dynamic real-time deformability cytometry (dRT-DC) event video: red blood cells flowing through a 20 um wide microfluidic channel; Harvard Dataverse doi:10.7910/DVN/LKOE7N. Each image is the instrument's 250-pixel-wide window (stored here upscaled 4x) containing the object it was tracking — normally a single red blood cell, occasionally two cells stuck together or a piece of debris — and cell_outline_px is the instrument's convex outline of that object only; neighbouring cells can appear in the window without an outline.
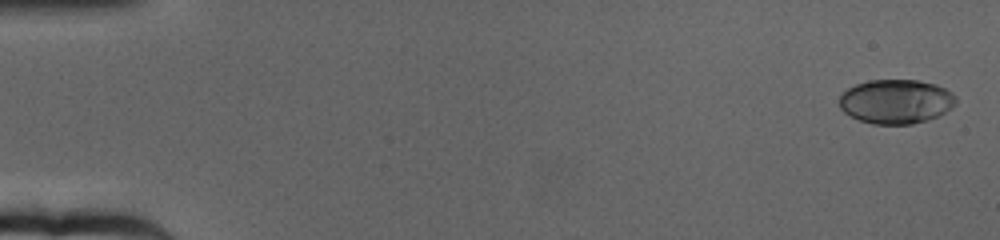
{"species": "human", "species_latin": "Homo sapiens", "temperature_condition": "cold", "stored_images_in_passage": 65, "camera_frame_rate_fps": 3000, "um_per_image_px": 0.085, "donor": {"sex": "female"}, "frame": {"image": 1, "passage_image": 2, "time_ms": 0.333, "image_size_px": [1000, 240], "cell_outline_px": [[956, 104], [952, 108], [940, 116], [928, 120], [912, 124], [872, 124], [860, 120], [844, 112], [840, 108], [840, 96], [848, 88], [856, 84], [868, 80], [916, 80], [936, 84], [952, 92], [956, 96]], "centroid_in_image_um": [76.2, 8.63], "position_along_channel_um": 8.8, "area_um2": 30.23}}
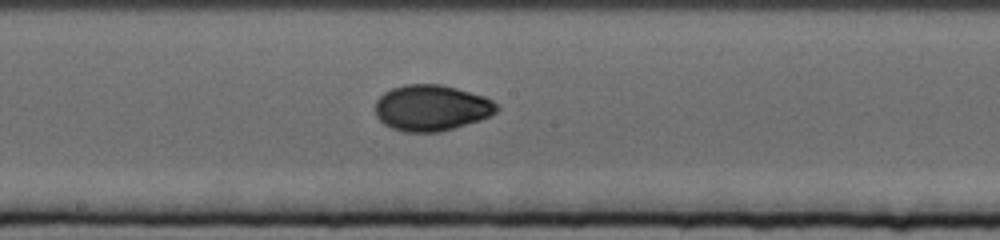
{"frame": {"image": 2, "passage_image": 36, "time_ms": 11.667, "image_size_px": [1000, 240], "cell_outline_px": [[500, 108], [496, 112], [480, 120], [440, 132], [404, 132], [392, 128], [384, 124], [376, 116], [376, 100], [384, 92], [392, 88], [404, 84], [440, 84], [456, 88], [484, 96], [492, 100]], "centroid_in_image_um": [36.66, 9.17], "position_along_channel_um": 211.5, "area_um2": 32.54}}
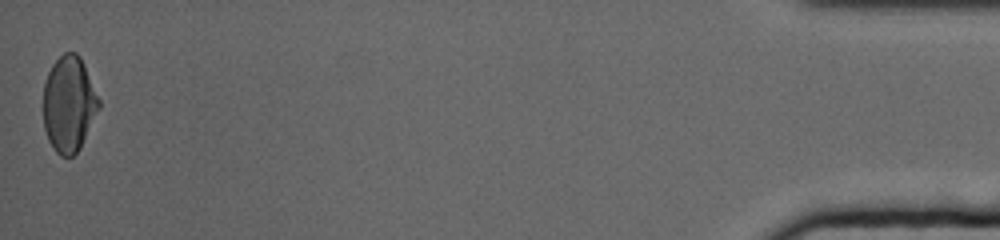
{"frame": {"image": 3, "passage_image": 65, "time_ms": 21.333, "image_size_px": [1000, 240], "cell_outline_px": [[100, 108], [80, 148], [72, 156], [60, 156], [56, 152], [48, 140], [44, 128], [44, 84], [48, 72], [52, 64], [64, 52], [76, 52], [80, 56], [100, 100]], "centroid_in_image_um": [5.86, 8.84], "position_along_channel_um": 429.3, "area_um2": 30.98}, "authors_computed_cell_mechanics": {"area_um2": 31.0964, "velocity_mm_per_s": 3.158, "shape_relaxation_time_tau1_ms": 7.3897, "shape_relaxation_time_tau2_ms": 1.7862, "deformation_change_tau1": 0.1769, "deformation_change_tau2": 0.0396}}